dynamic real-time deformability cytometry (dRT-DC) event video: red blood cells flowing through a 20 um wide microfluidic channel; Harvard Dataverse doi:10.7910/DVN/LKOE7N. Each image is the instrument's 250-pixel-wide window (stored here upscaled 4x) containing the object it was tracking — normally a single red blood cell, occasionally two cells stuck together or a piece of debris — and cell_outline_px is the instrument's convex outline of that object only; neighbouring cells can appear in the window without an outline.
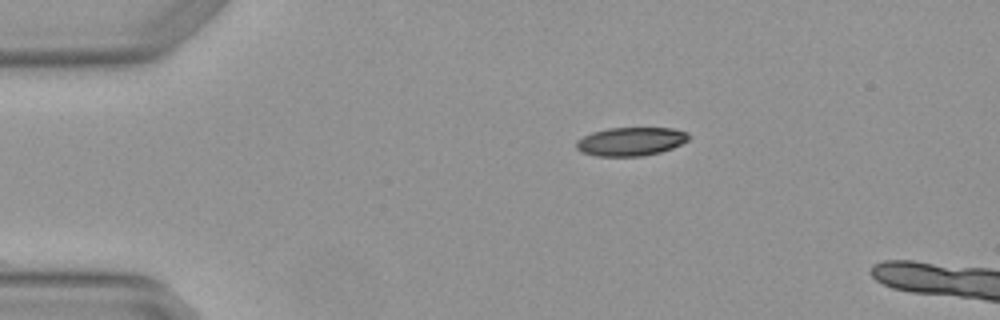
{"species": "Egyptian fruit bat (a non-hibernating species)", "species_latin": "Rousettus aegyptiacus", "temperature_condition": "warm", "stored_images_in_passage": 3, "camera_frame_rate_fps": 3000, "um_per_image_px": 0.085, "animal": {"sex": "female"}, "frame": {"image": 1, "passage_image": 1, "time_ms": 0.0, "image_size_px": [1000, 320], "cell_outline_px": [[688, 140], [672, 148], [660, 152], [640, 156], [596, 156], [580, 152], [576, 148], [576, 140], [592, 132], [608, 128], [672, 128], [688, 132]], "centroid_in_image_um": [53.58, 12.02], "position_along_channel_um": 31.4, "area_um2": 18.67}}